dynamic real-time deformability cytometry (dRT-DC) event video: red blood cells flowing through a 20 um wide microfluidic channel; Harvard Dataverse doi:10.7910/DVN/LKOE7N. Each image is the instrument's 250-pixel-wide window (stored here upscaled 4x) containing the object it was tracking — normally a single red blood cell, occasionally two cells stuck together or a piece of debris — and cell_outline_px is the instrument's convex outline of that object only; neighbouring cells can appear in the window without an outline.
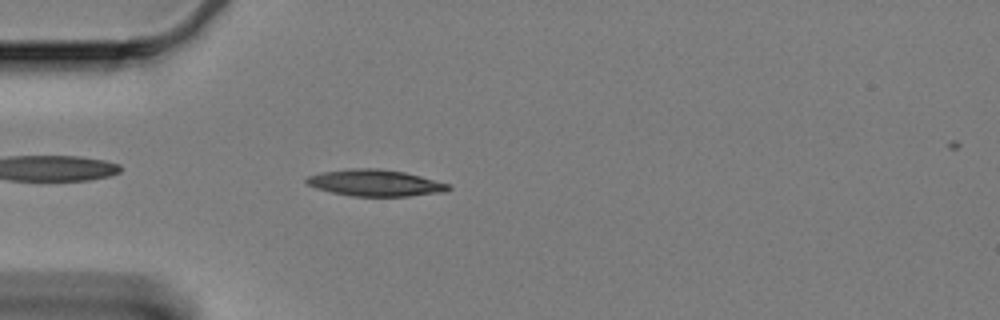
{"species": "Egyptian fruit bat (a non-hibernating species)", "species_latin": "Rousettus aegyptiacus", "temperature_condition": "cold", "stored_images_in_passage": 47, "camera_frame_rate_fps": 3000, "um_per_image_px": 0.085, "animal": {"sex": "female"}, "frame": {"image": 1, "passage_image": 4, "time_ms": 1.0, "image_size_px": [1000, 320], "cell_outline_px": [[452, 188], [444, 192], [408, 196], [352, 196], [332, 192], [316, 188], [308, 184], [304, 180], [308, 176], [320, 172], [352, 168], [376, 168], [404, 172], [420, 176], [448, 184]], "centroid_in_image_um": [31.87, 15.54], "position_along_channel_um": 53.1, "area_um2": 21.79}}
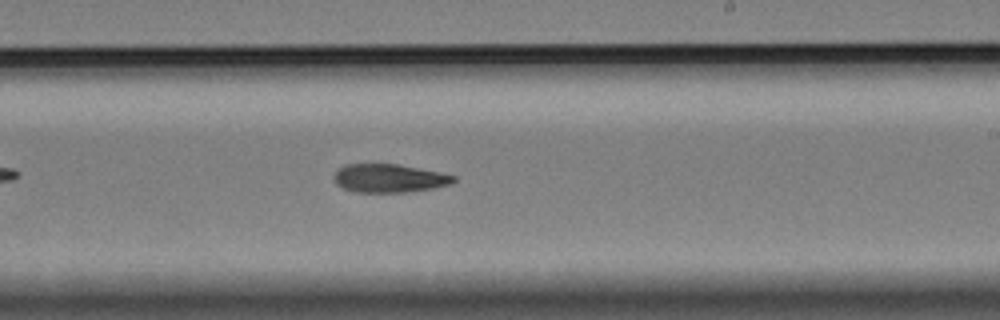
{"frame": {"image": 2, "passage_image": 23, "time_ms": 7.333, "image_size_px": [1000, 320], "cell_outline_px": [[456, 180], [448, 184], [432, 188], [408, 192], [356, 192], [344, 188], [336, 184], [332, 180], [332, 176], [344, 164], [396, 164], [420, 168], [440, 172], [456, 176]], "centroid_in_image_um": [33.04, 15.15], "position_along_channel_um": 256.0, "area_um2": 19.77}}
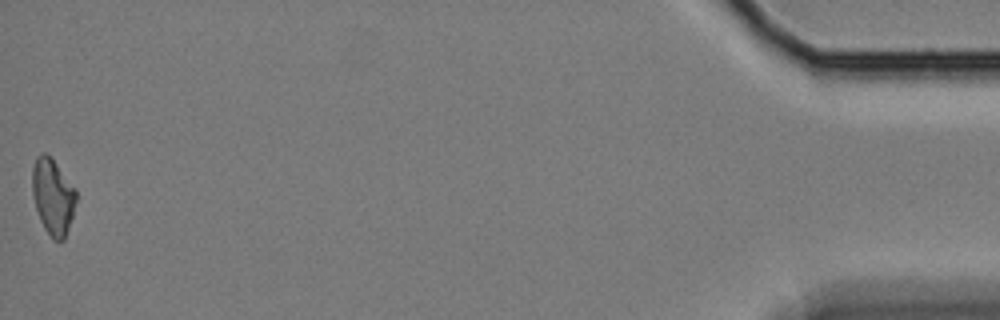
{"frame": {"image": 3, "passage_image": 47, "time_ms": 15.333, "image_size_px": [1000, 320], "cell_outline_px": [[76, 200], [72, 216], [64, 240], [52, 240], [44, 228], [40, 220], [32, 196], [32, 168], [36, 156], [44, 152], [56, 164], [76, 188]], "centroid_in_image_um": [4.48, 16.72], "position_along_channel_um": 430.7, "area_um2": 19.31}, "authors_computed_cell_mechanics": {"area_um2": 20.519, "velocity_mm_per_s": 3.3286, "shape_relaxation_time_tau1_ms": 4.7561, "shape_relaxation_time_tau2_ms": null, "deformation_change_tau1": 0.1358, "deformation_change_tau2": null}}